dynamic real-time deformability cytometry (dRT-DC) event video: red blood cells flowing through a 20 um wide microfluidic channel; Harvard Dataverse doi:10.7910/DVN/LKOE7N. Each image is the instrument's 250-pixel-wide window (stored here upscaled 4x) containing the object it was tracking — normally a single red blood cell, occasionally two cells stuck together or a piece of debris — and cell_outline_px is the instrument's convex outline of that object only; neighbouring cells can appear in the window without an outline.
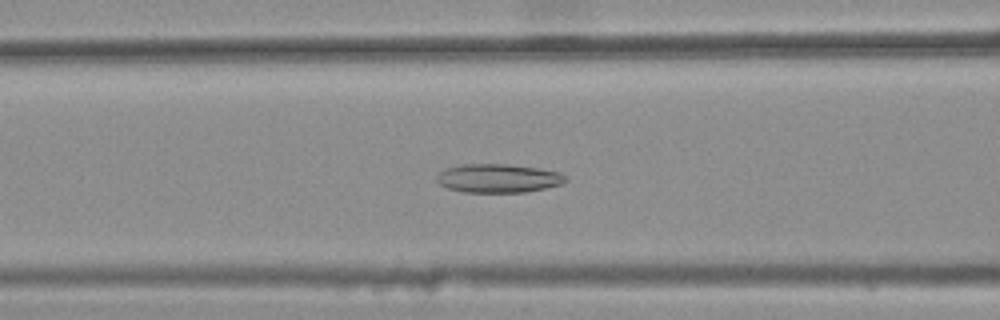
{"species": "common noctule bat (a hibernating species)", "species_latin": "Nyctalus noctula", "temperature_condition": "warm", "stored_images_in_passage": 43, "camera_frame_rate_fps": 3000, "um_per_image_px": 0.085, "animal": {"sex": "female", "body_mass_g": 25.1}, "frame": {"image": 1, "passage_image": 20, "time_ms": 6.333, "image_size_px": [1000, 320], "cell_outline_px": [[568, 180], [564, 184], [524, 192], [464, 192], [448, 188], [440, 184], [436, 180], [436, 176], [440, 172], [448, 168], [464, 164], [508, 164], [536, 168], [560, 172], [568, 176]], "centroid_in_image_um": [42.39, 15.15], "position_along_channel_um": 124.2, "area_um2": 21.5}}
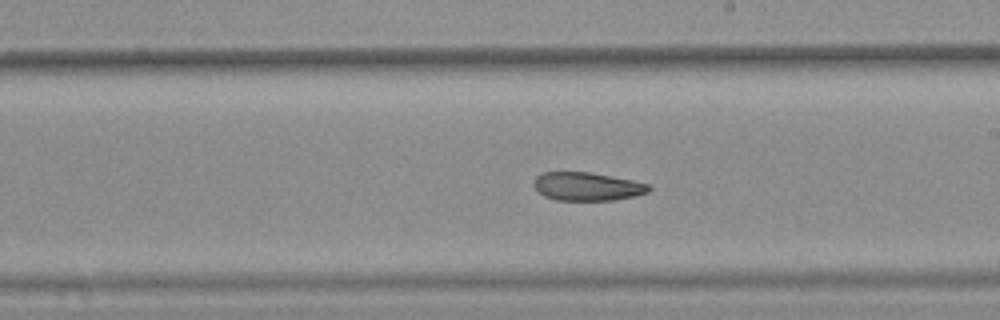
{"frame": {"image": 2, "passage_image": 29, "time_ms": 9.333, "image_size_px": [1000, 320], "cell_outline_px": [[652, 188], [648, 192], [636, 196], [616, 200], [556, 200], [544, 196], [532, 184], [536, 176], [544, 172], [588, 172], [632, 180], [648, 184]], "centroid_in_image_um": [49.91, 15.85], "position_along_channel_um": 239.1, "area_um2": 18.96}}
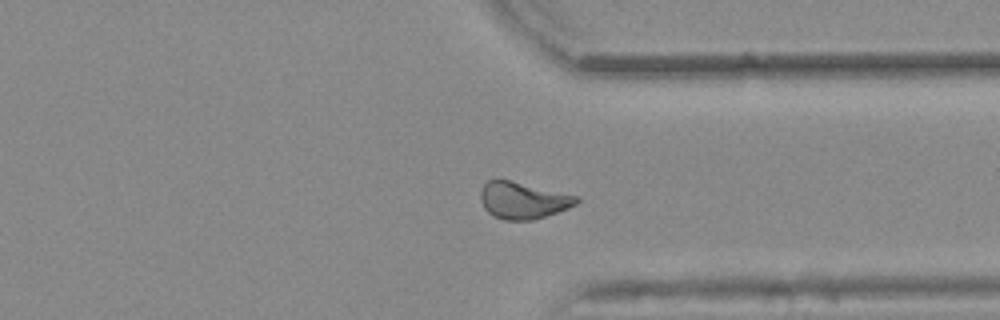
{"frame": {"image": 3, "passage_image": 39, "time_ms": 12.667, "image_size_px": [1000, 320], "cell_outline_px": [[580, 200], [576, 204], [568, 208], [532, 220], [504, 220], [492, 216], [484, 208], [480, 200], [480, 192], [484, 184], [488, 180], [496, 176], [576, 196]], "centroid_in_image_um": [44.37, 17.0], "position_along_channel_um": 367.0, "area_um2": 20.75}, "authors_computed_cell_mechanics": {"area_um2": 20.9236, "velocity_mm_per_s": 3.836, "shape_relaxation_time_tau1_ms": null, "shape_relaxation_time_tau2_ms": 4.2045, "deformation_change_tau1": null, "deformation_change_tau2": 0.1105}}